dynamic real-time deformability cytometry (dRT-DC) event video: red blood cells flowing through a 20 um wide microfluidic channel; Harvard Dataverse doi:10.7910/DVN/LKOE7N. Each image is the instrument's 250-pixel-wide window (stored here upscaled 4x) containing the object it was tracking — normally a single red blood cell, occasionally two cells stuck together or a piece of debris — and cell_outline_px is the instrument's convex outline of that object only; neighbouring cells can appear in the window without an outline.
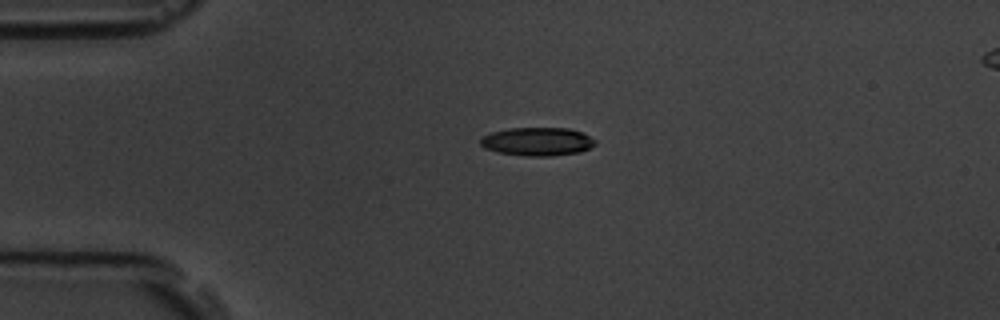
{"species": "common noctule bat (a hibernating species)", "species_latin": "Nyctalus noctula", "temperature_condition": "room temperature", "stored_images_in_passage": 3, "segment_of_instrument_passage": [1, 2], "camera_frame_rate_fps": 3000, "um_per_image_px": 0.085, "animal": {"sex": "male", "body_mass_g": 19.5, "forearm_length_mm": 54.6}, "frame": {"image": 1, "passage_image": 1, "time_ms": 0.0, "image_size_px": [1000, 320], "cell_outline_px": [[596, 144], [580, 152], [548, 156], [528, 156], [500, 152], [484, 148], [480, 144], [480, 136], [492, 132], [508, 128], [568, 128], [584, 132], [596, 140]], "centroid_in_image_um": [45.68, 12.02], "position_along_channel_um": 39.3, "area_um2": 19.02}}